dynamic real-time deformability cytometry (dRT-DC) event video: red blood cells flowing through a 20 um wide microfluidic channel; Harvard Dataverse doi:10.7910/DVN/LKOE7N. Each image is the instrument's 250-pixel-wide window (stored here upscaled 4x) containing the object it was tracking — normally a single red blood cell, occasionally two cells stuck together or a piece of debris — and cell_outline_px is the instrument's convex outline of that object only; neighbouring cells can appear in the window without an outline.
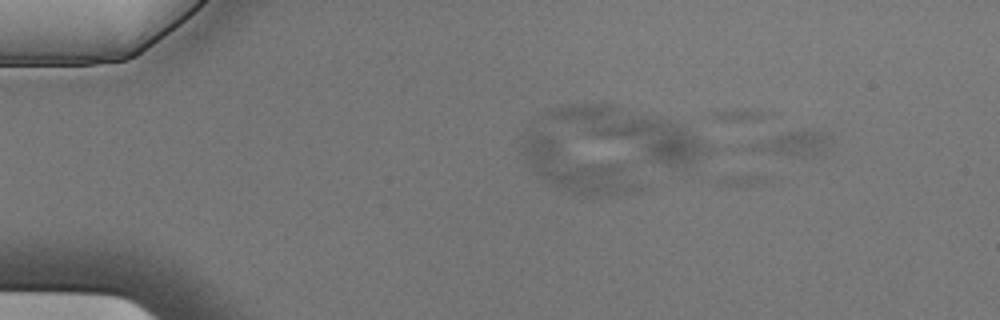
{"species": "Egyptian fruit bat (a non-hibernating species)", "species_latin": "Rousettus aegyptiacus", "temperature_condition": "cold", "stored_images_in_passage": 6, "camera_frame_rate_fps": 3000, "um_per_image_px": 0.085, "animal": {"sex": "male"}, "frame": {"image": 1, "passage_image": 3, "time_ms": 0.667, "image_size_px": [1000, 320], "cell_outline_px": [[828, 148], [812, 156], [788, 156], [732, 148], [772, 136], [804, 128], [828, 132]], "centroid_in_image_um": [67.26, 12.2], "position_along_channel_um": 17.7, "area_um2": 12.02}}